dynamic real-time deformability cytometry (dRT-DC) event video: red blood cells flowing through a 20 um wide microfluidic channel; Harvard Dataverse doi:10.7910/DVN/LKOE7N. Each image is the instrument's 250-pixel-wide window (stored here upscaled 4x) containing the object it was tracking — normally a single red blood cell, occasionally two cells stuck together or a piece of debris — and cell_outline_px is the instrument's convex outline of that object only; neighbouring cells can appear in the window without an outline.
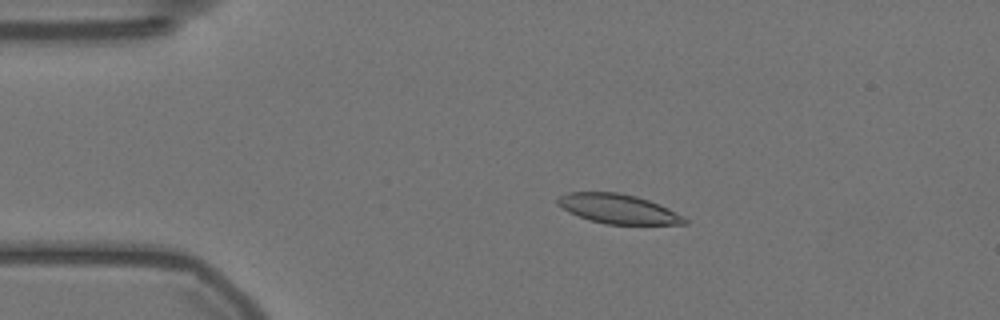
{"species": "Egyptian fruit bat (a non-hibernating species)", "species_latin": "Rousettus aegyptiacus", "temperature_condition": "warm", "stored_images_in_passage": 57, "camera_frame_rate_fps": 3000, "um_per_image_px": 0.085, "animal": {"sex": "female"}, "frame": {"image": 1, "passage_image": 11, "time_ms": 3.333, "image_size_px": [1000, 320], "cell_outline_px": [[688, 224], [608, 224], [592, 220], [568, 212], [556, 204], [556, 200], [560, 196], [568, 192], [616, 192], [636, 196], [660, 204], [684, 216], [688, 220]], "centroid_in_image_um": [52.55, 17.75], "position_along_channel_um": 32.4, "area_um2": 21.68}}
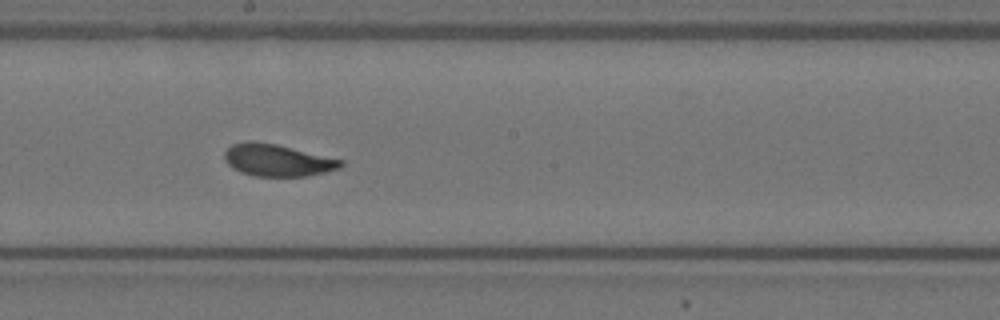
{"frame": {"image": 2, "passage_image": 31, "time_ms": 10.0, "image_size_px": [1000, 320], "cell_outline_px": [[344, 164], [340, 168], [308, 176], [252, 176], [240, 172], [232, 168], [224, 160], [224, 152], [232, 144], [248, 140], [252, 140], [276, 144], [344, 160]], "centroid_in_image_um": [23.55, 13.61], "position_along_channel_um": 224.6, "area_um2": 21.85}}
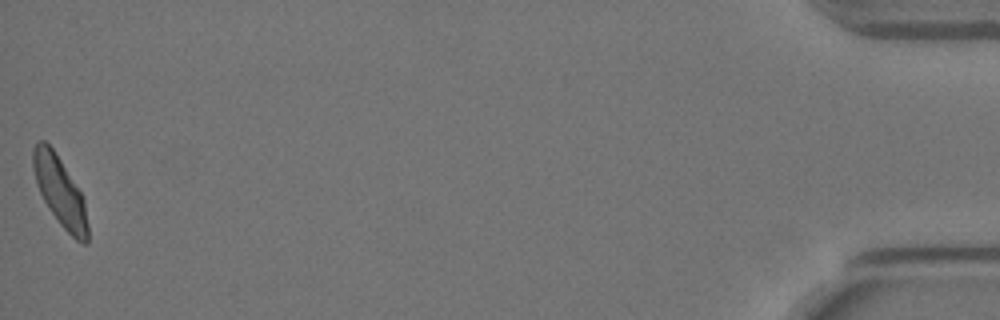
{"frame": {"image": 3, "passage_image": 57, "time_ms": 18.667, "image_size_px": [1000, 320], "cell_outline_px": [[88, 244], [84, 244], [76, 240], [60, 224], [48, 208], [36, 184], [32, 168], [32, 148], [40, 140], [44, 140], [52, 148], [60, 160], [80, 192], [84, 200], [88, 224]], "centroid_in_image_um": [5.08, 16.29], "position_along_channel_um": 430.1, "area_um2": 21.85}, "authors_computed_cell_mechanics": {"area_um2": 21.8484, "velocity_mm_per_s": 3.5125, "shape_relaxation_time_tau1_ms": 3.315, "shape_relaxation_time_tau2_ms": 1.3086, "deformation_change_tau1": 0.1086, "deformation_change_tau2": 0.0782}}